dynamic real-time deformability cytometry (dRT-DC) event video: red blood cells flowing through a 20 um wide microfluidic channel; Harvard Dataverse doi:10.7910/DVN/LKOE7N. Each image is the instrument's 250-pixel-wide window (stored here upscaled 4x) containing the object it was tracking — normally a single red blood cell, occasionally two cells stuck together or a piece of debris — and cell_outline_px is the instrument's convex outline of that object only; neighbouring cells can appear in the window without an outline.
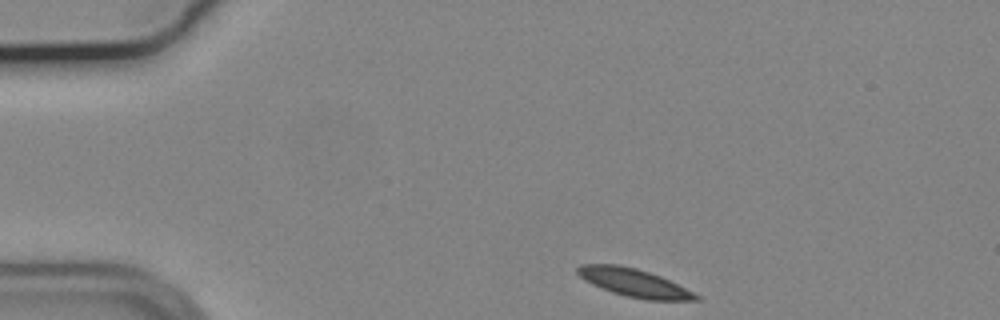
{"species": "common noctule bat (a hibernating species)", "species_latin": "Nyctalus noctula", "temperature_condition": "cold", "stored_images_in_passage": 41, "camera_frame_rate_fps": 3000, "um_per_image_px": 0.085, "animal": {"sex": "male", "body_mass_g": 19.2, "forearm_length_mm": 51.8}, "frame": {"image": 1, "passage_image": 1, "time_ms": 0.0, "image_size_px": [1000, 320], "cell_outline_px": [[704, 300], [644, 300], [624, 296], [612, 292], [592, 284], [584, 280], [576, 272], [576, 268], [580, 264], [616, 264], [636, 268], [660, 276], [700, 296]], "centroid_in_image_um": [53.86, 24.04], "position_along_channel_um": 31.1, "area_um2": 19.25}}
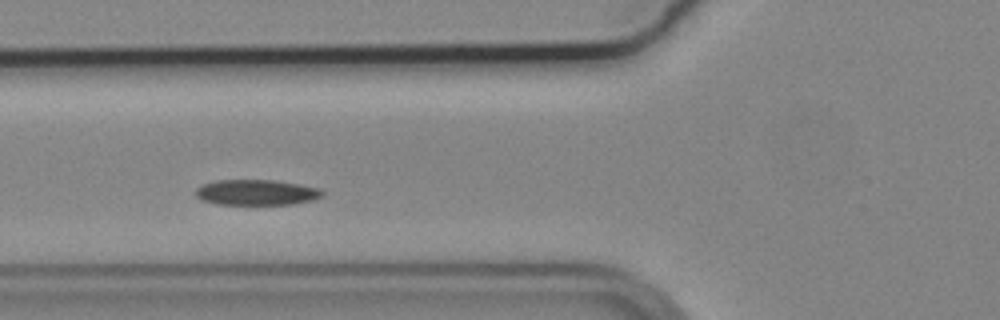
{"frame": {"image": 2, "passage_image": 12, "time_ms": 3.667, "image_size_px": [1000, 320], "cell_outline_px": [[324, 196], [312, 200], [292, 204], [216, 204], [200, 200], [196, 196], [196, 188], [204, 184], [216, 180], [276, 180], [300, 184], [320, 188], [324, 192]], "centroid_in_image_um": [21.81, 16.35], "position_along_channel_um": 104.0, "area_um2": 18.96}}
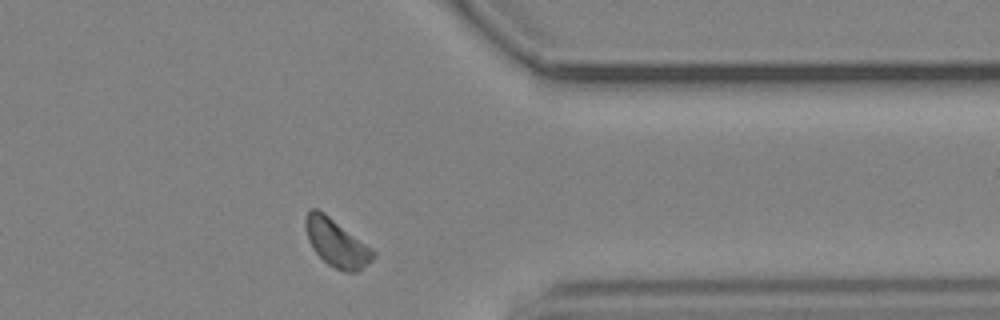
{"frame": {"image": 3, "passage_image": 36, "time_ms": 11.667, "image_size_px": [1000, 320], "cell_outline_px": [[376, 256], [372, 260], [356, 272], [344, 272], [328, 264], [312, 248], [308, 240], [304, 224], [304, 220], [308, 208], [316, 208], [324, 212], [372, 248], [376, 252]], "centroid_in_image_um": [28.58, 20.62], "position_along_channel_um": 382.8, "area_um2": 18.79}, "authors_computed_cell_mechanics": {"area_um2": 19.074, "velocity_mm_per_s": 3.6111, "shape_relaxation_time_tau1_ms": 2.3249, "shape_relaxation_time_tau2_ms": null, "deformation_change_tau1": 0.0657, "deformation_change_tau2": null}}